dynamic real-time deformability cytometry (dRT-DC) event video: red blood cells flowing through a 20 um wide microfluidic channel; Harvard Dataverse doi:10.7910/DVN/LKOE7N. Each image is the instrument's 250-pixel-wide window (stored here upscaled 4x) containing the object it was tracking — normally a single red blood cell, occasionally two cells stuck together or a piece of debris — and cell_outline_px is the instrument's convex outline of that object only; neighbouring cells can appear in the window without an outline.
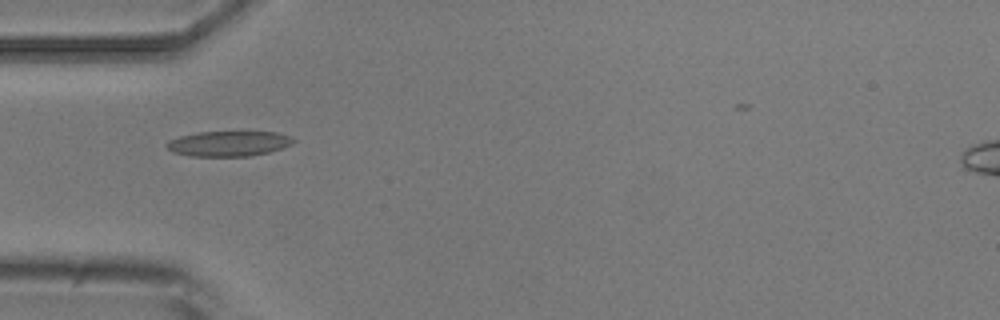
{"species": "common noctule bat (a hibernating species)", "species_latin": "Nyctalus noctula", "temperature_condition": "room temperature", "stored_images_in_passage": 10, "camera_frame_rate_fps": 3000, "um_per_image_px": 0.085, "animal": {"sex": "male", "body_mass_g": 20.5, "forearm_length_mm": 52.5}, "frame": {"image": 1, "passage_image": 1, "time_ms": 0.0, "image_size_px": [1000, 320], "cell_outline_px": [[296, 140], [292, 144], [268, 152], [248, 156], [188, 156], [172, 152], [164, 144], [180, 136], [196, 132], [276, 132], [292, 136]], "centroid_in_image_um": [19.44, 12.2], "position_along_channel_um": 65.6, "area_um2": 18.55}}
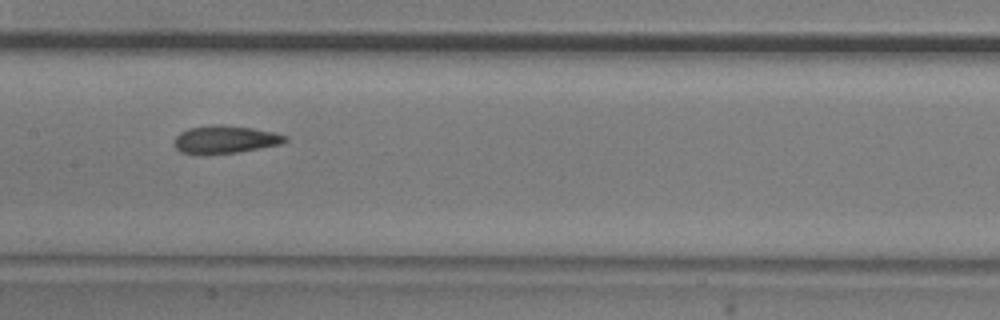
{"frame": {"image": 2, "passage_image": 4, "time_ms": 3.333, "image_size_px": [1000, 320], "cell_outline_px": [[288, 140], [280, 144], [240, 152], [180, 152], [172, 144], [172, 140], [180, 132], [188, 128], [212, 124], [220, 124], [252, 128], [272, 132], [288, 136]], "centroid_in_image_um": [19.13, 11.82], "position_along_channel_um": 188.3, "area_um2": 17.63}}
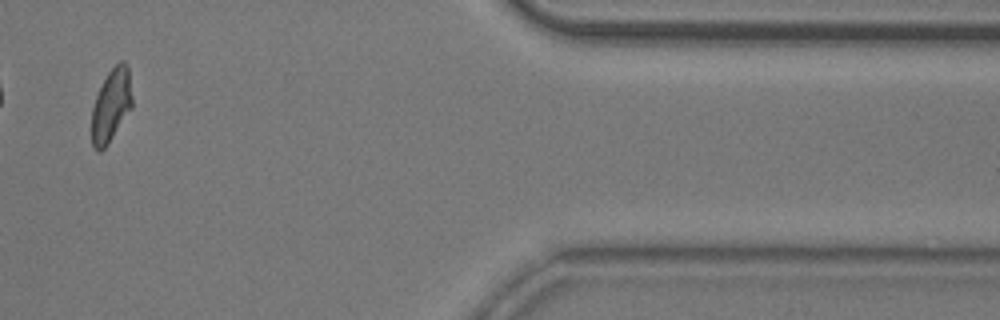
{"frame": {"image": 3, "passage_image": 9, "time_ms": 10.333, "image_size_px": [1000, 320], "cell_outline_px": [[132, 108], [108, 144], [100, 152], [96, 152], [92, 148], [92, 108], [96, 96], [108, 72], [120, 60], [124, 60], [128, 64], [132, 96]], "centroid_in_image_um": [9.46, 8.97], "position_along_channel_um": 401.9, "area_um2": 17.34}}